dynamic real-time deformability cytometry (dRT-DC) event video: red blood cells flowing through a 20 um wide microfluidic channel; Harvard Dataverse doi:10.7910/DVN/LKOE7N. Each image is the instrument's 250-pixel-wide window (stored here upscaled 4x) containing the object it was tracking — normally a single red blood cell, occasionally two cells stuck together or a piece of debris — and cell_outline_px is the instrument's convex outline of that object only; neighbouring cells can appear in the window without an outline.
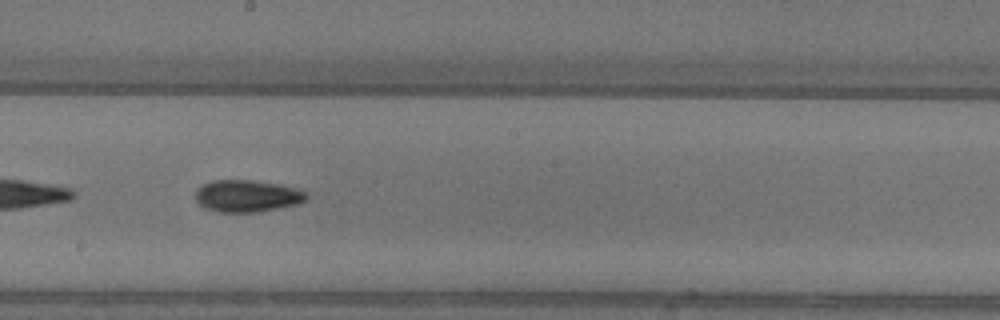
{"species": "common noctule bat (a hibernating species)", "species_latin": "Nyctalus noctula", "temperature_condition": "warm", "stored_images_in_passage": 39, "camera_frame_rate_fps": 3000, "um_per_image_px": 0.085, "animal": {"sex": "female"}, "frame": {"image": 1, "passage_image": 17, "time_ms": 5.333, "image_size_px": [1000, 320], "cell_outline_px": [[308, 196], [304, 200], [296, 204], [256, 212], [216, 212], [204, 208], [196, 200], [196, 188], [212, 180], [252, 180], [276, 184], [296, 188], [308, 192]], "centroid_in_image_um": [20.97, 16.65], "position_along_channel_um": 227.2, "area_um2": 20.58}}
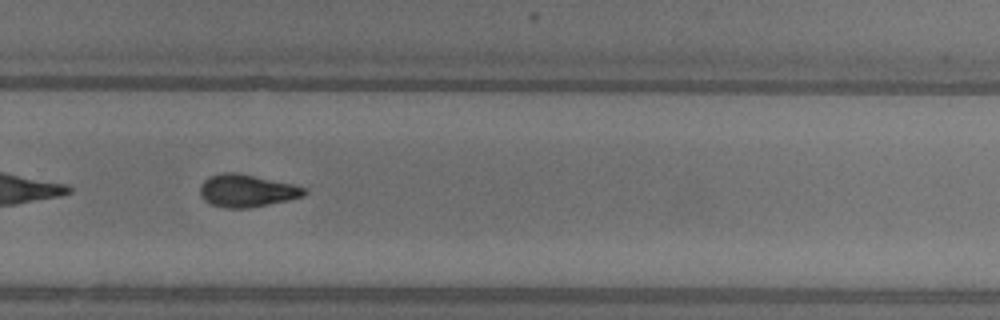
{"frame": {"image": 2, "passage_image": 23, "time_ms": 7.333, "image_size_px": [1000, 320], "cell_outline_px": [[308, 192], [304, 196], [288, 200], [248, 208], [224, 208], [212, 204], [204, 200], [200, 196], [200, 184], [208, 176], [220, 172], [240, 172], [292, 184], [304, 188]], "centroid_in_image_um": [20.94, 16.19], "position_along_channel_um": 308.9, "area_um2": 19.94}, "authors_computed_cell_mechanics": {"area_um2": 19.9988, "velocity_mm_per_s": 4.0973, "shape_relaxation_time_tau1_ms": 6.3698, "shape_relaxation_time_tau2_ms": 3.6635, "deformation_change_tau1": 0.1891, "deformation_change_tau2": 0.1055}}